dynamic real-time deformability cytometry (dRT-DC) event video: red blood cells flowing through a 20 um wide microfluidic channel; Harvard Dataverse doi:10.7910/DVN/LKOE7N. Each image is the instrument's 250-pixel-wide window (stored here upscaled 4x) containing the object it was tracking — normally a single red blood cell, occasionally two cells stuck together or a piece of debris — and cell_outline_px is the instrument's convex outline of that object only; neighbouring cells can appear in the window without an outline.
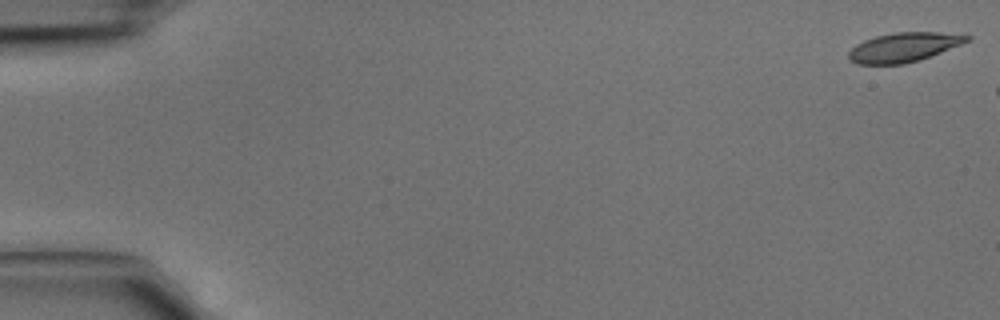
{"species": "common noctule bat (a hibernating species)", "species_latin": "Nyctalus noctula", "temperature_condition": "cold", "stored_images_in_passage": 5, "camera_frame_rate_fps": 3000, "um_per_image_px": 0.085, "animal": {"sex": "male", "body_mass_g": 15.6}, "frame": {"image": 1, "passage_image": 1, "time_ms": 0.0, "image_size_px": [1000, 320], "cell_outline_px": [[972, 36], [968, 40], [960, 44], [920, 60], [904, 64], [856, 64], [848, 60], [848, 52], [856, 44], [864, 40], [876, 36], [892, 32], [940, 32]], "centroid_in_image_um": [76.76, 4.02], "position_along_channel_um": 8.2, "area_um2": 20.11}}